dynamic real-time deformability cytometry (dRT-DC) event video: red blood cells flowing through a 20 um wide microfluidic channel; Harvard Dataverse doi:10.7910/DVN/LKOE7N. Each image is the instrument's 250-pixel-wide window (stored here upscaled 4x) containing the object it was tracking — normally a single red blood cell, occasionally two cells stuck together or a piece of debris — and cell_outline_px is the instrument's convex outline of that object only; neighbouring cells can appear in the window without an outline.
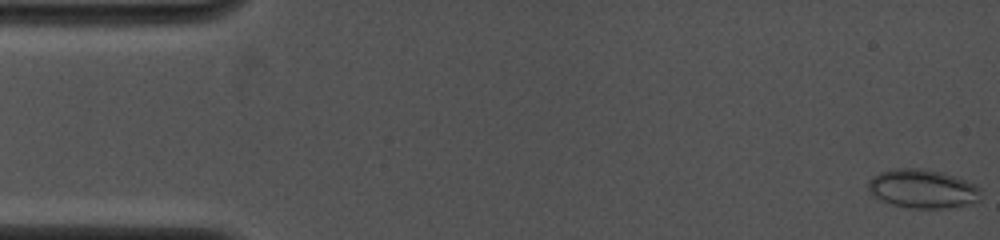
{"species": "common noctule bat (a hibernating species)", "species_latin": "Nyctalus noctula", "temperature_condition": "cold", "stored_images_in_passage": 15, "camera_frame_rate_fps": 4000, "um_per_image_px": 0.085, "animal": {"sex": "female", "body_mass_g": 19.0, "forearm_length_mm": 53.3}, "frame": {"image": 1, "passage_image": 1, "time_ms": 0.0, "image_size_px": [1000, 240], "cell_outline_px": [[980, 200], [976, 204], [948, 208], [912, 208], [892, 204], [872, 196], [868, 188], [868, 180], [872, 176], [880, 172], [892, 168], [920, 168], [944, 172], [976, 184], [980, 188]], "centroid_in_image_um": [78.45, 16.04], "position_along_channel_um": 6.5, "area_um2": 25.89}}
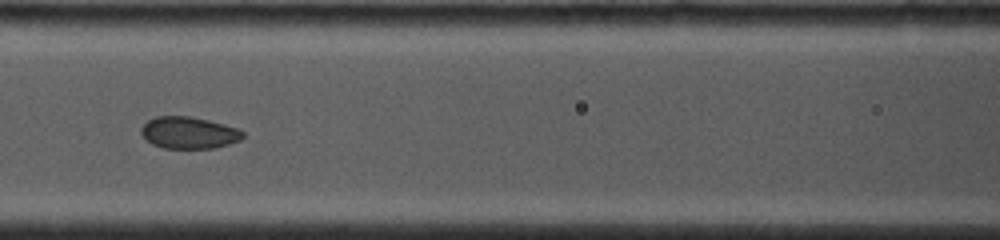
{"frame": {"image": 2, "passage_image": 12, "time_ms": 6.75, "image_size_px": [1000, 240], "cell_outline_px": [[244, 136], [240, 140], [228, 144], [212, 148], [164, 148], [152, 144], [140, 132], [140, 128], [148, 120], [156, 116], [192, 116], [240, 128], [244, 132]], "centroid_in_image_um": [16.07, 11.27], "position_along_channel_um": 150.5, "area_um2": 18.9}}
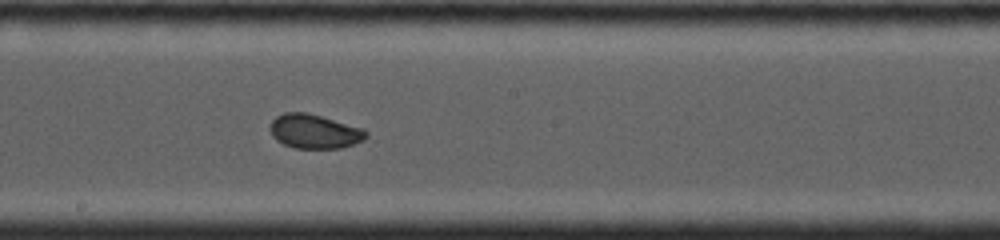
{"frame": {"image": 3, "passage_image": 15, "time_ms": 8.5, "image_size_px": [1000, 240], "cell_outline_px": [[368, 136], [364, 140], [340, 148], [296, 148], [284, 144], [276, 140], [272, 136], [268, 128], [272, 120], [276, 116], [284, 112], [308, 112], [364, 128], [368, 132]], "centroid_in_image_um": [26.72, 11.15], "position_along_channel_um": 221.5, "area_um2": 19.36}}